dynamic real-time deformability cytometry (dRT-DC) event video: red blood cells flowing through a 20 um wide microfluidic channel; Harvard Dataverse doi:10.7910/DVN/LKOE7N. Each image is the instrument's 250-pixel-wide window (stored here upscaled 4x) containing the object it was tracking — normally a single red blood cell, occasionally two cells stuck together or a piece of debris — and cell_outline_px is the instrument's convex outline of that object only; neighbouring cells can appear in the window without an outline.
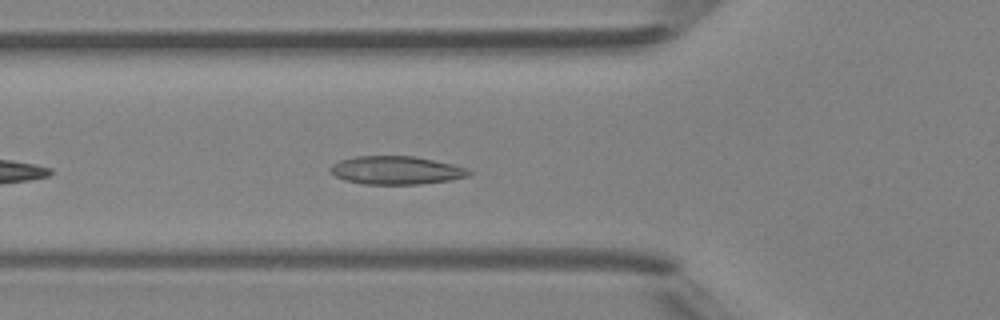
{"species": "Egyptian fruit bat (a non-hibernating species)", "species_latin": "Rousettus aegyptiacus", "temperature_condition": "room temperature", "stored_images_in_passage": 36, "camera_frame_rate_fps": 3000, "um_per_image_px": 0.085, "animal": {"sex": "female"}, "frame": {"image": 1, "passage_image": 5, "time_ms": 1.333, "image_size_px": [1000, 320], "cell_outline_px": [[472, 172], [468, 176], [452, 180], [420, 184], [364, 184], [344, 180], [328, 172], [328, 168], [332, 164], [340, 160], [352, 156], [416, 156], [452, 164], [468, 168]], "centroid_in_image_um": [33.65, 14.47], "position_along_channel_um": 92.1, "area_um2": 23.06}}
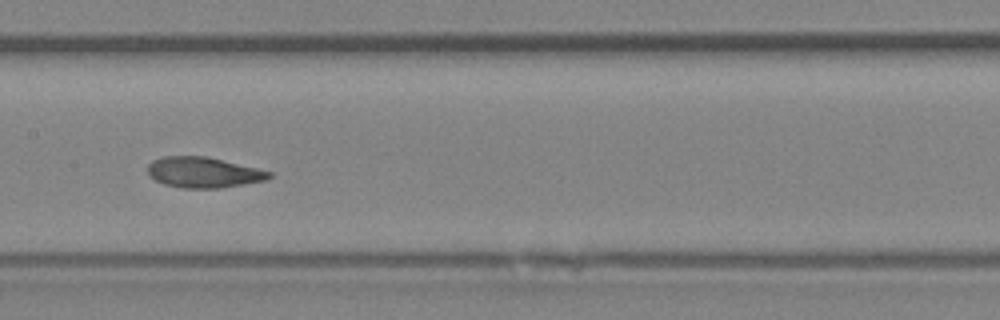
{"frame": {"image": 2, "passage_image": 12, "time_ms": 3.667, "image_size_px": [1000, 320], "cell_outline_px": [[272, 176], [268, 180], [220, 188], [180, 188], [164, 184], [156, 180], [148, 172], [148, 164], [152, 160], [164, 156], [204, 156], [256, 168], [272, 172]], "centroid_in_image_um": [17.29, 14.66], "position_along_channel_um": 190.1, "area_um2": 21.5}}
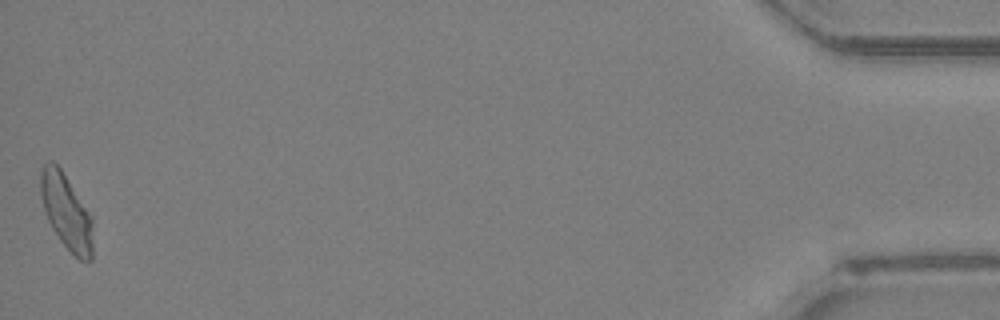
{"frame": {"image": 3, "passage_image": 36, "time_ms": 11.667, "image_size_px": [1000, 320], "cell_outline_px": [[92, 260], [80, 260], [60, 240], [52, 228], [48, 220], [40, 196], [40, 172], [44, 164], [52, 160], [60, 168], [92, 216]], "centroid_in_image_um": [5.63, 17.98], "position_along_channel_um": 429.6, "area_um2": 22.6}, "authors_computed_cell_mechanics": {"area_um2": 21.7906, "velocity_mm_per_s": 4.2101, "shape_relaxation_time_tau1_ms": 5.2225, "shape_relaxation_time_tau2_ms": 1.3332, "deformation_change_tau1": 0.1382, "deformation_change_tau2": 0.0598}}